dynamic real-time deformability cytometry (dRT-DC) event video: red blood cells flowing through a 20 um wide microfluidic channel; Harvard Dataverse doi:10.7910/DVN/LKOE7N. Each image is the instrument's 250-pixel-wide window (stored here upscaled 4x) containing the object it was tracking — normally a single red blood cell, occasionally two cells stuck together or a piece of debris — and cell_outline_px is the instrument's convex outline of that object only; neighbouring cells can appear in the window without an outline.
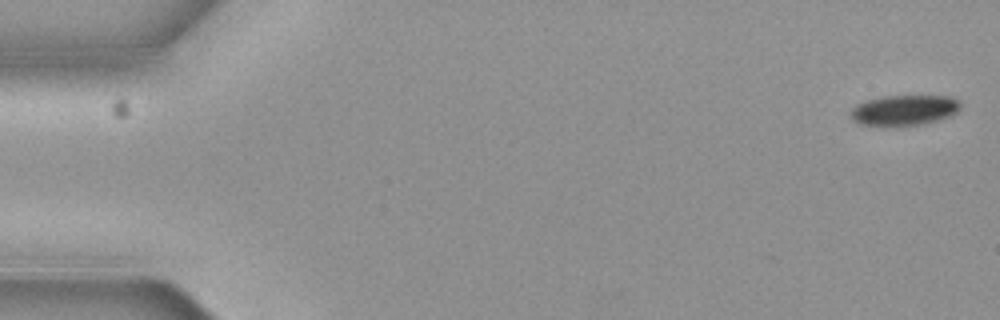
{"species": "common noctule bat (a hibernating species)", "species_latin": "Nyctalus noctula", "temperature_condition": "cold", "stored_images_in_passage": 8, "camera_frame_rate_fps": 3000, "um_per_image_px": 0.085, "animal": {"sex": "female", "body_mass_g": 19.3, "forearm_length_mm": 54.1}, "frame": {"image": 1, "passage_image": 1, "time_ms": 0.0, "image_size_px": [1000, 320], "cell_outline_px": [[960, 108], [956, 112], [948, 116], [936, 120], [920, 124], [860, 124], [852, 120], [848, 116], [852, 108], [856, 104], [864, 100], [880, 96], [952, 96], [960, 100]], "centroid_in_image_um": [76.82, 9.32], "position_along_channel_um": 8.2, "area_um2": 19.19}}
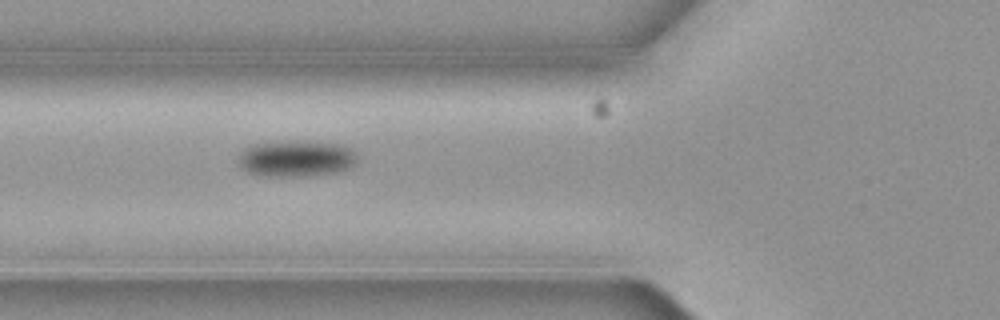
{"frame": {"image": 2, "passage_image": 7, "time_ms": 2.0, "image_size_px": [1000, 320], "cell_outline_px": [[356, 164], [340, 172], [308, 176], [264, 176], [248, 172], [240, 168], [236, 160], [240, 152], [244, 148], [256, 144], [296, 140], [340, 144], [356, 152]], "centroid_in_image_um": [25.15, 13.48], "position_along_channel_um": 100.6, "area_um2": 25.49}}
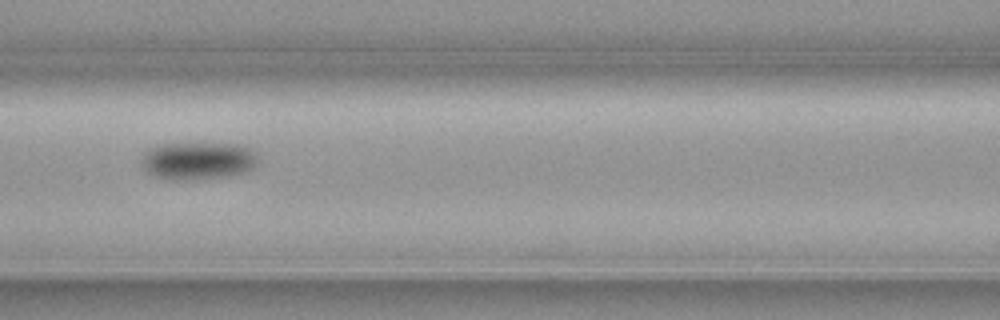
{"frame": {"image": 3, "passage_image": 8, "time_ms": 2.333, "image_size_px": [1000, 320], "cell_outline_px": [[260, 160], [248, 172], [232, 176], [192, 180], [164, 180], [148, 172], [140, 164], [140, 160], [144, 152], [152, 148], [164, 144], [240, 144], [256, 152]], "centroid_in_image_um": [16.86, 13.69], "position_along_channel_um": 149.7, "area_um2": 25.89}}